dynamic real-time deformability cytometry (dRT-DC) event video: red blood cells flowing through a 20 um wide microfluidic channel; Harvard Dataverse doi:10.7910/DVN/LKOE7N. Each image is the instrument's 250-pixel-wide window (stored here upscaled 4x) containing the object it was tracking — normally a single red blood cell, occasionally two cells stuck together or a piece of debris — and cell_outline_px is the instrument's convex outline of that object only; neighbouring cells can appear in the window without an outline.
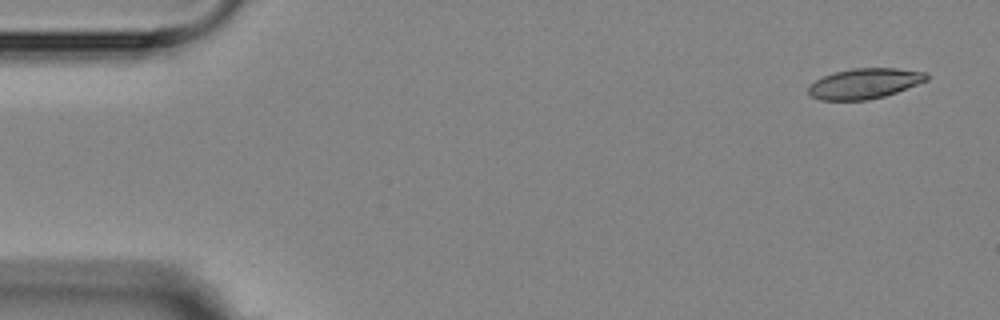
{"species": "Egyptian fruit bat (a non-hibernating species)", "species_latin": "Rousettus aegyptiacus", "temperature_condition": "room temperature", "stored_images_in_passage": 4, "camera_frame_rate_fps": 3000, "um_per_image_px": 0.085, "animal": {"sex": "female"}, "frame": {"image": 1, "passage_image": 1, "time_ms": 0.0, "image_size_px": [1000, 320], "cell_outline_px": [[928, 80], [896, 92], [884, 96], [868, 100], [820, 100], [812, 96], [808, 92], [808, 88], [816, 80], [824, 76], [836, 72], [852, 68], [896, 68], [928, 72]], "centroid_in_image_um": [73.52, 7.09], "position_along_channel_um": 11.5, "area_um2": 20.75}}